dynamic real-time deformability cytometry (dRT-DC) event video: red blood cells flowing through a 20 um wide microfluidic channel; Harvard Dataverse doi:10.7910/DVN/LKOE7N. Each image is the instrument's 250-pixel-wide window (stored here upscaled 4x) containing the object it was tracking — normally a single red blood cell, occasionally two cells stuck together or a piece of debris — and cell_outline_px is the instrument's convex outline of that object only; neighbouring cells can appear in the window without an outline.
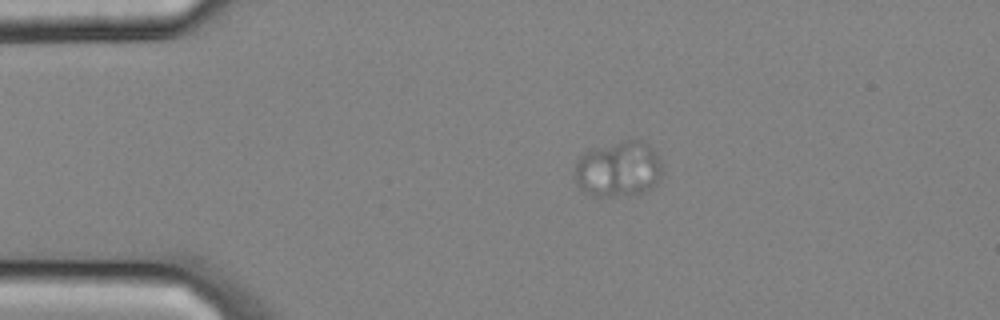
{"species": "common noctule bat (a hibernating species)", "species_latin": "Nyctalus noctula", "temperature_condition": "cold", "stored_images_in_passage": 3, "camera_frame_rate_fps": 3000, "um_per_image_px": 0.085, "animal": {"sex": "male", "body_mass_g": 20.4}, "frame": {"image": 1, "passage_image": 2, "time_ms": 0.333, "image_size_px": [1000, 320], "cell_outline_px": [[664, 172], [656, 184], [652, 188], [644, 192], [612, 196], [592, 196], [580, 188], [576, 184], [576, 160], [588, 148], [624, 140], [644, 140], [660, 156], [664, 164]], "centroid_in_image_um": [52.61, 14.34], "position_along_channel_um": 32.4, "area_um2": 29.07}}